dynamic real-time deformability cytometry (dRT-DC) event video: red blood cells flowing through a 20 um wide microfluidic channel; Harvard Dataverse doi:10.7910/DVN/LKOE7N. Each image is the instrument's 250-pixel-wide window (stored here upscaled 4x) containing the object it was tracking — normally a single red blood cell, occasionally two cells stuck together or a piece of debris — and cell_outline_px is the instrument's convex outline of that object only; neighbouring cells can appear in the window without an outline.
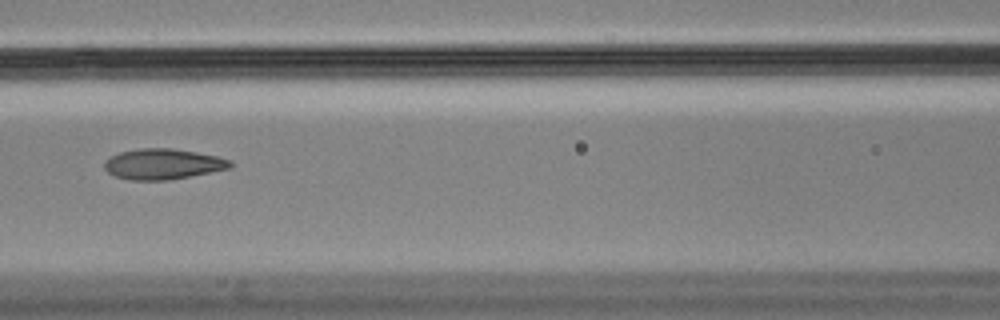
{"species": "Egyptian fruit bat (a non-hibernating species)", "species_latin": "Rousettus aegyptiacus", "temperature_condition": "cold", "stored_images_in_passage": 7, "camera_frame_rate_fps": 3000, "um_per_image_px": 0.085, "animal": {"sex": "male"}, "frame": {"image": 1, "passage_image": 3, "time_ms": 0.667, "image_size_px": [1000, 320], "cell_outline_px": [[232, 168], [168, 180], [132, 180], [116, 176], [108, 172], [104, 168], [104, 160], [120, 152], [140, 148], [172, 148], [196, 152], [216, 156], [232, 160]], "centroid_in_image_um": [13.86, 13.94], "position_along_channel_um": 152.7, "area_um2": 22.37}}
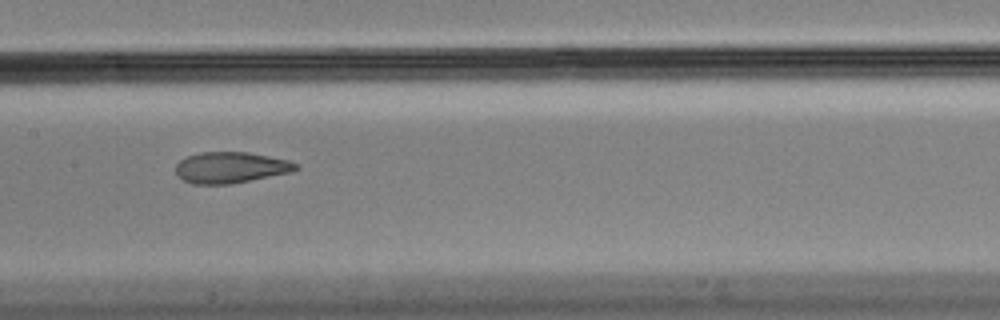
{"frame": {"image": 2, "passage_image": 4, "time_ms": 1.0, "image_size_px": [1000, 320], "cell_outline_px": [[300, 168], [292, 172], [228, 184], [192, 184], [184, 180], [176, 172], [176, 164], [180, 160], [188, 156], [200, 152], [248, 152], [288, 160], [300, 164]], "centroid_in_image_um": [19.64, 14.23], "position_along_channel_um": 187.8, "area_um2": 21.68}}
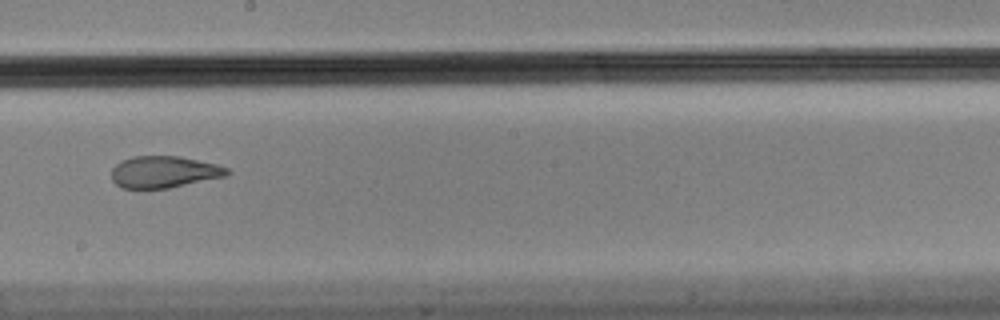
{"frame": {"image": 3, "passage_image": 5, "time_ms": 1.333, "image_size_px": [1000, 320], "cell_outline_px": [[232, 172], [228, 176], [168, 188], [120, 188], [112, 180], [112, 168], [120, 160], [132, 156], [180, 156], [216, 164], [228, 168]], "centroid_in_image_um": [13.95, 14.61], "position_along_channel_um": 234.2, "area_um2": 21.56}}